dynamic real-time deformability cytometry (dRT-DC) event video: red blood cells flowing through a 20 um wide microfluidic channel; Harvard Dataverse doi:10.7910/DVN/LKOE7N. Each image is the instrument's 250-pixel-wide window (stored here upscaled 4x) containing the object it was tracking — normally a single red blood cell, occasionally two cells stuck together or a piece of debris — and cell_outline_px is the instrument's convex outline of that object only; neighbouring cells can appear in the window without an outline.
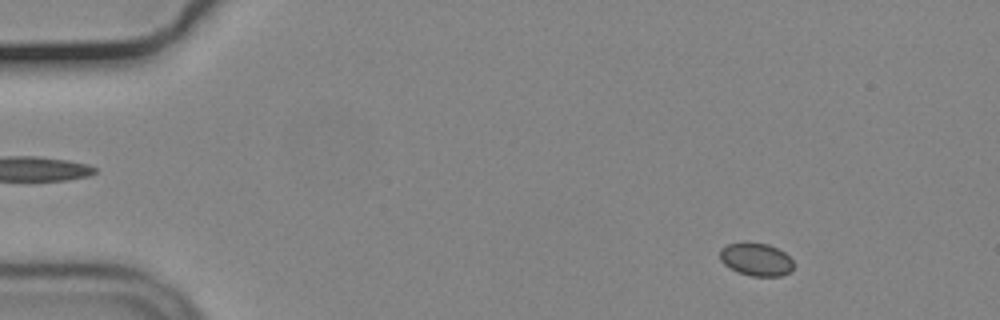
{"species": "common noctule bat (a hibernating species)", "species_latin": "Nyctalus noctula", "temperature_condition": "cold", "stored_images_in_passage": 15, "camera_frame_rate_fps": 3000, "um_per_image_px": 0.085, "animal": {"sex": "male", "body_mass_g": 19.2, "forearm_length_mm": 51.8}, "frame": {"image": 1, "passage_image": 7, "time_ms": 2.0, "image_size_px": [1000, 320], "cell_outline_px": [[792, 268], [788, 272], [780, 276], [752, 276], [740, 272], [724, 264], [720, 260], [720, 248], [728, 244], [768, 244], [784, 252], [792, 260]], "centroid_in_image_um": [64.27, 22.06], "position_along_channel_um": 20.7, "area_um2": 13.58}}